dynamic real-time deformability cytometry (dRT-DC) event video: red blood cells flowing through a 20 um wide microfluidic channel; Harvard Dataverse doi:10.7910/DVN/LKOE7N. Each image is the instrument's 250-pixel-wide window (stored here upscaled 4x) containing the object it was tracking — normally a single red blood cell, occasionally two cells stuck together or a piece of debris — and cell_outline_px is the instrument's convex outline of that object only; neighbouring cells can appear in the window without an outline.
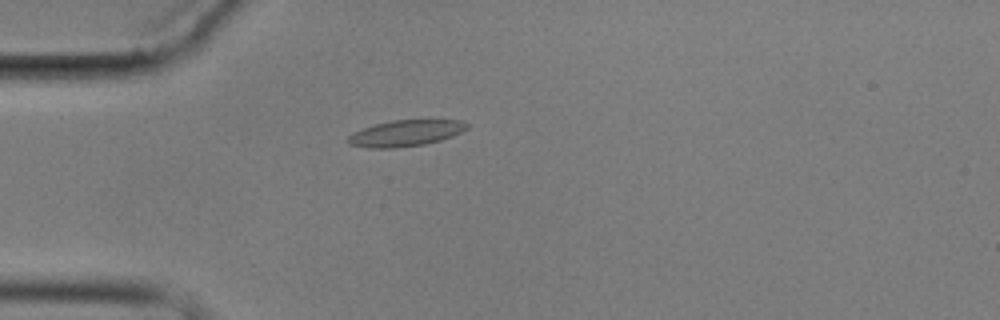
{"species": "common noctule bat (a hibernating species)", "species_latin": "Nyctalus noctula", "temperature_condition": "cold", "stored_images_in_passage": 8, "camera_frame_rate_fps": 3000, "um_per_image_px": 0.085, "animal": {"sex": "male", "body_mass_g": 17.9}, "frame": {"image": 1, "passage_image": 5, "time_ms": 4.667, "image_size_px": [1000, 320], "cell_outline_px": [[468, 128], [452, 136], [440, 140], [424, 144], [392, 148], [368, 148], [348, 144], [344, 140], [352, 132], [376, 124], [392, 120], [460, 120], [468, 124]], "centroid_in_image_um": [34.42, 11.32], "position_along_channel_um": 50.6, "area_um2": 18.09}}
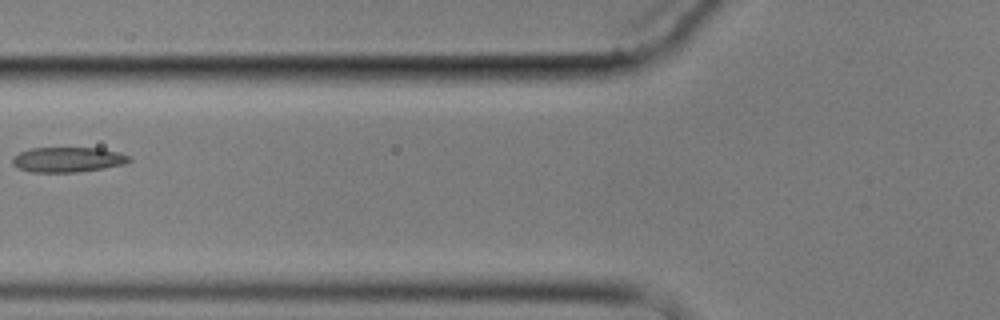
{"frame": {"image": 2, "passage_image": 7, "time_ms": 7.0, "image_size_px": [1000, 320], "cell_outline_px": [[132, 160], [124, 164], [104, 168], [76, 172], [32, 172], [20, 168], [12, 164], [12, 156], [20, 152], [32, 148], [100, 148], [120, 152], [128, 156]], "centroid_in_image_um": [5.77, 13.56], "position_along_channel_um": 120.0, "area_um2": 16.99}}
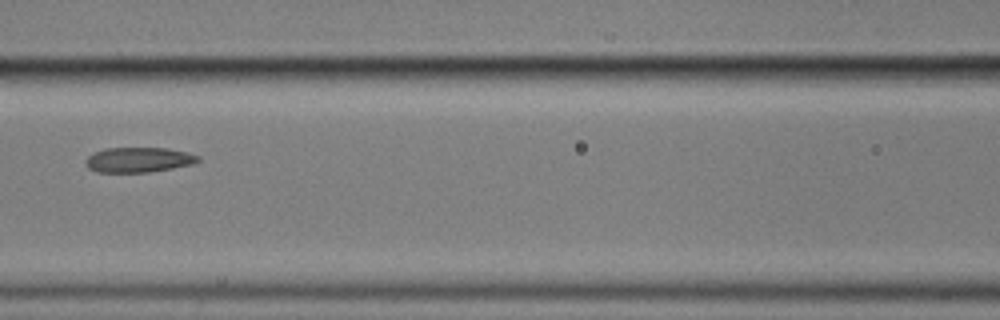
{"frame": {"image": 3, "passage_image": 8, "time_ms": 8.0, "image_size_px": [1000, 320], "cell_outline_px": [[200, 160], [192, 164], [172, 168], [148, 172], [96, 172], [88, 168], [84, 164], [84, 160], [88, 156], [104, 148], [168, 148], [188, 152], [200, 156]], "centroid_in_image_um": [11.77, 13.58], "position_along_channel_um": 154.8, "area_um2": 16.47}}